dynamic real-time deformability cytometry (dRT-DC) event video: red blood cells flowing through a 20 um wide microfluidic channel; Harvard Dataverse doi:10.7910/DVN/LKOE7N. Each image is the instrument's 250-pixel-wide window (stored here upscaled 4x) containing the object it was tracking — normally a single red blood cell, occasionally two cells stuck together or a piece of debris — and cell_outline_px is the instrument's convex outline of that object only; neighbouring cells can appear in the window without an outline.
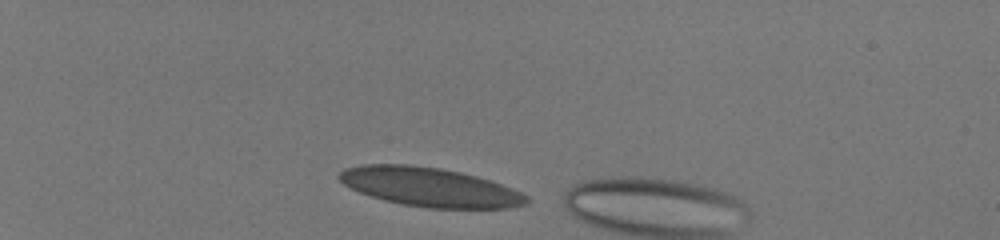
{"species": "human", "species_latin": "Homo sapiens", "temperature_condition": "room temperature", "stored_images_in_passage": 10, "camera_frame_rate_fps": 3000, "um_per_image_px": 0.085, "donor": {"sex": "male"}, "frame": {"image": 1, "passage_image": 1, "time_ms": 0.0, "image_size_px": [1000, 240], "cell_outline_px": [[528, 200], [524, 204], [508, 208], [428, 208], [404, 204], [372, 196], [360, 192], [344, 184], [336, 176], [344, 168], [364, 164], [408, 164], [440, 168], [460, 172], [476, 176], [500, 184], [520, 192], [528, 196]], "centroid_in_image_um": [36.5, 15.89], "position_along_channel_um": 48.5, "area_um2": 42.08}}